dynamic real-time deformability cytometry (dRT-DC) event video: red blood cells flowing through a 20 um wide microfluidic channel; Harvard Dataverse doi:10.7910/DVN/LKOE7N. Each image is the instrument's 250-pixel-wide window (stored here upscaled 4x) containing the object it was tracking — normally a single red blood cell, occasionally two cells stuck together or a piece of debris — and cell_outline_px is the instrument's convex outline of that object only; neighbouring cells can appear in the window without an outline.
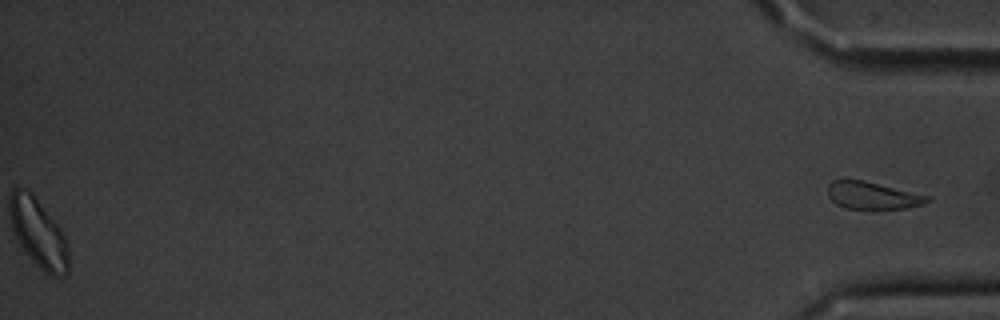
{"species": "common noctule bat (a hibernating species)", "species_latin": "Nyctalus noctula", "temperature_condition": "cold", "stored_images_in_passage": 42, "segment_of_instrument_passage": [2, 2], "camera_frame_rate_fps": 3000, "um_per_image_px": 0.085, "animal": {"sex": "male", "body_mass_g": 20.1, "forearm_length_mm": 53.5}, "frame": {"image": 1, "passage_image": 42, "time_ms": 13.667, "image_size_px": [1000, 320], "cell_outline_px": [[932, 200], [924, 204], [908, 208], [844, 208], [836, 204], [828, 196], [828, 184], [832, 180], [864, 180], [928, 196]], "centroid_in_image_um": [74.15, 16.61], "position_along_channel_um": 361.1, "area_um2": 15.61}}